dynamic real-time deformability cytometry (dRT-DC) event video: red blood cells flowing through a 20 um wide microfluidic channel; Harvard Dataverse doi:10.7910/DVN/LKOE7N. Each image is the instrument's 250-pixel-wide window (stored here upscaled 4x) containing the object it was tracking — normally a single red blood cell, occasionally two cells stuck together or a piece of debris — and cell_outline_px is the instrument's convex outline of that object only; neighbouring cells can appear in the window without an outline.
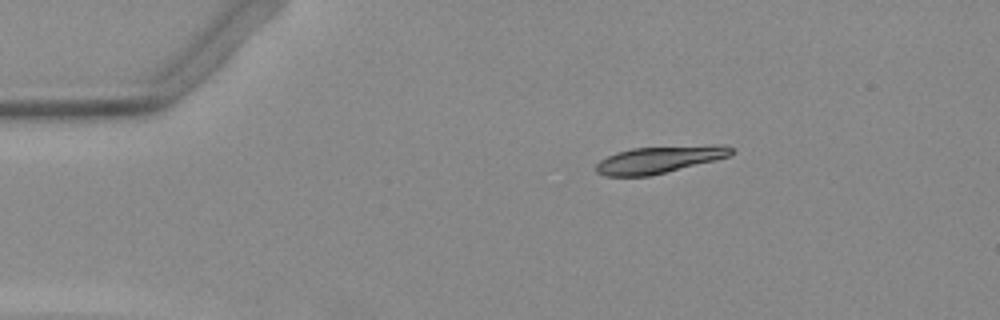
{"species": "Egyptian fruit bat (a non-hibernating species)", "species_latin": "Rousettus aegyptiacus", "temperature_condition": "warm", "stored_images_in_passage": 21, "camera_frame_rate_fps": 3000, "um_per_image_px": 0.085, "animal": {"sex": "female"}, "frame": {"image": 1, "passage_image": 1, "time_ms": 0.0, "image_size_px": [1000, 320], "cell_outline_px": [[736, 152], [728, 156], [716, 160], [648, 176], [604, 176], [596, 172], [596, 164], [600, 160], [616, 152], [632, 148], [712, 144], [724, 144], [736, 148]], "centroid_in_image_um": [56.11, 13.54], "position_along_channel_um": 28.9, "area_um2": 21.56}}
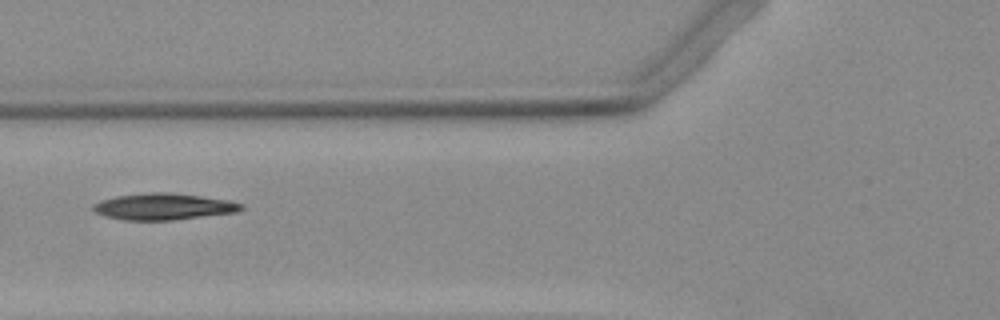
{"frame": {"image": 2, "passage_image": 12, "time_ms": 3.667, "image_size_px": [1000, 320], "cell_outline_px": [[244, 208], [236, 212], [172, 220], [124, 220], [104, 216], [96, 212], [92, 208], [92, 204], [100, 200], [116, 196], [152, 192], [164, 192], [200, 196], [232, 200], [244, 204]], "centroid_in_image_um": [13.9, 17.56], "position_along_channel_um": 111.9, "area_um2": 22.83}}
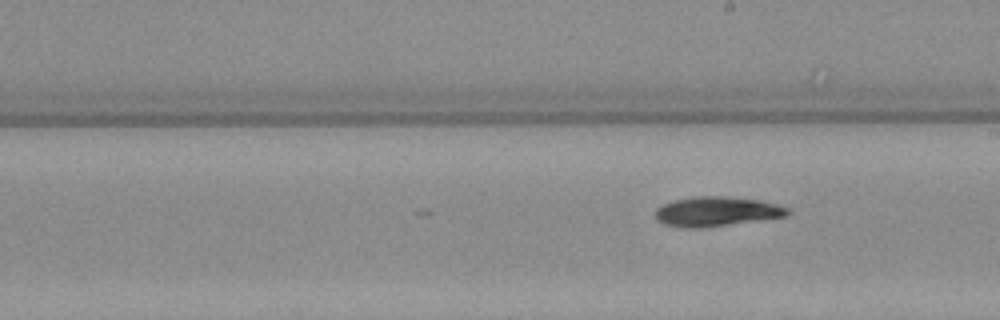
{"frame": {"image": 3, "passage_image": 21, "time_ms": 6.667, "image_size_px": [1000, 320], "cell_outline_px": [[792, 212], [788, 216], [704, 228], [680, 228], [664, 224], [656, 220], [656, 208], [664, 204], [676, 200], [696, 196], [728, 196], [760, 200], [776, 204], [788, 208]], "centroid_in_image_um": [60.93, 17.99], "position_along_channel_um": 228.1, "area_um2": 23.0}}